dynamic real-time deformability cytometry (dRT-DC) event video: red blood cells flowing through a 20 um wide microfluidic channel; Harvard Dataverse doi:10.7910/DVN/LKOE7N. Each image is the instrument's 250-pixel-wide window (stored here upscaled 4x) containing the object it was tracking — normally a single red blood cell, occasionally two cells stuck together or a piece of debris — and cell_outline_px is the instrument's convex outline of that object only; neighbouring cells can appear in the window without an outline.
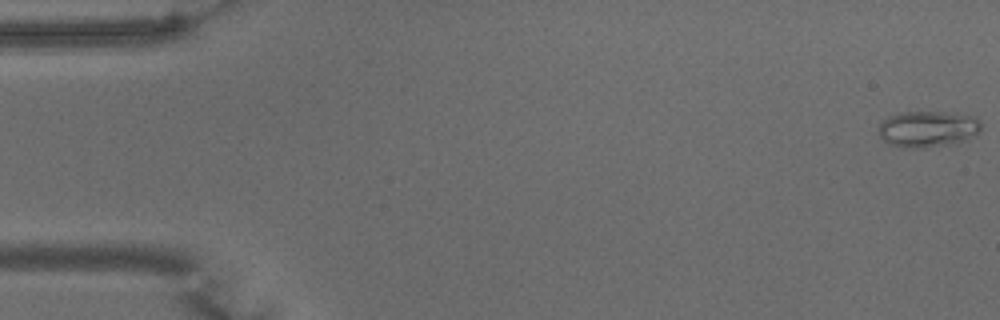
{"species": "common noctule bat (a hibernating species)", "species_latin": "Nyctalus noctula", "temperature_condition": "warm", "stored_images_in_passage": 54, "camera_frame_rate_fps": 3000, "um_per_image_px": 0.085, "animal": {"sex": "male", "body_mass_g": 15.6}, "frame": {"image": 1, "passage_image": 1, "time_ms": 0.0, "image_size_px": [1000, 320], "cell_outline_px": [[980, 132], [976, 136], [968, 140], [956, 144], [924, 148], [912, 148], [888, 144], [880, 136], [880, 120], [888, 116], [900, 112], [948, 112], [976, 116], [980, 120]], "centroid_in_image_um": [78.92, 10.97], "position_along_channel_um": 6.1, "area_um2": 22.14}}
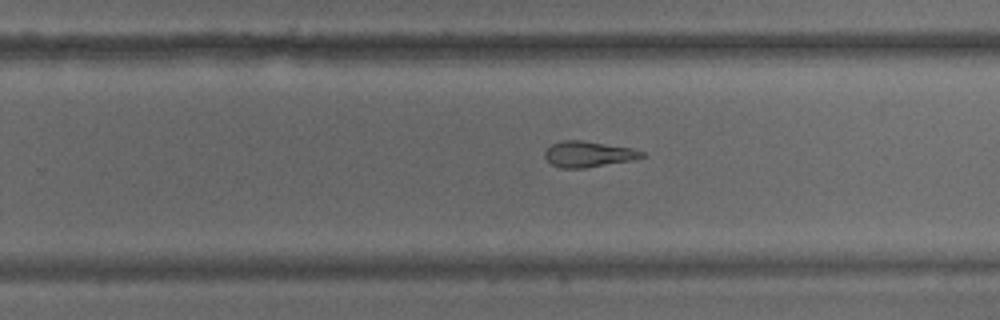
{"frame": {"image": 2, "passage_image": 34, "time_ms": 11.0, "image_size_px": [1000, 320], "cell_outline_px": [[644, 156], [632, 160], [584, 168], [560, 168], [552, 164], [544, 156], [544, 152], [552, 144], [560, 140], [584, 140], [632, 148], [644, 152]], "centroid_in_image_um": [49.99, 13.09], "position_along_channel_um": 279.8, "area_um2": 14.57}}
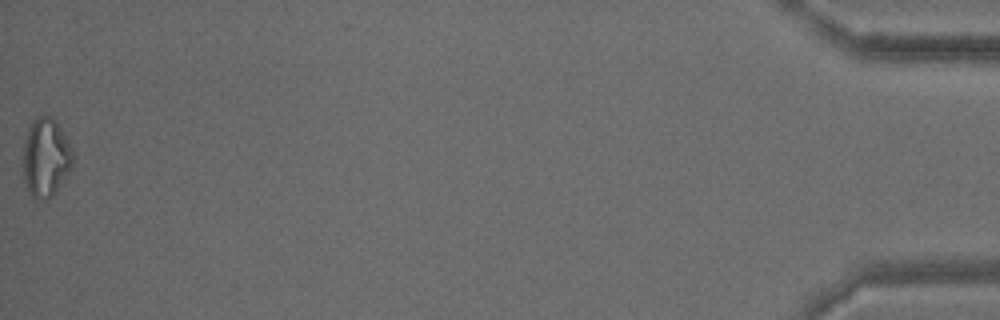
{"frame": {"image": 3, "passage_image": 54, "time_ms": 17.667, "image_size_px": [1000, 320], "cell_outline_px": [[72, 164], [52, 196], [40, 200], [36, 200], [32, 196], [24, 180], [20, 164], [24, 144], [28, 128], [32, 120], [36, 116], [52, 116], [56, 120], [72, 152]], "centroid_in_image_um": [3.82, 13.37], "position_along_channel_um": 431.4, "area_um2": 22.6}, "authors_computed_cell_mechanics": {"area_um2": 17.5423, "velocity_mm_per_s": 3.7804, "shape_relaxation_time_tau1_ms": null, "shape_relaxation_time_tau2_ms": 2.4874, "deformation_change_tau1": null, "deformation_change_tau2": 0.1334}}